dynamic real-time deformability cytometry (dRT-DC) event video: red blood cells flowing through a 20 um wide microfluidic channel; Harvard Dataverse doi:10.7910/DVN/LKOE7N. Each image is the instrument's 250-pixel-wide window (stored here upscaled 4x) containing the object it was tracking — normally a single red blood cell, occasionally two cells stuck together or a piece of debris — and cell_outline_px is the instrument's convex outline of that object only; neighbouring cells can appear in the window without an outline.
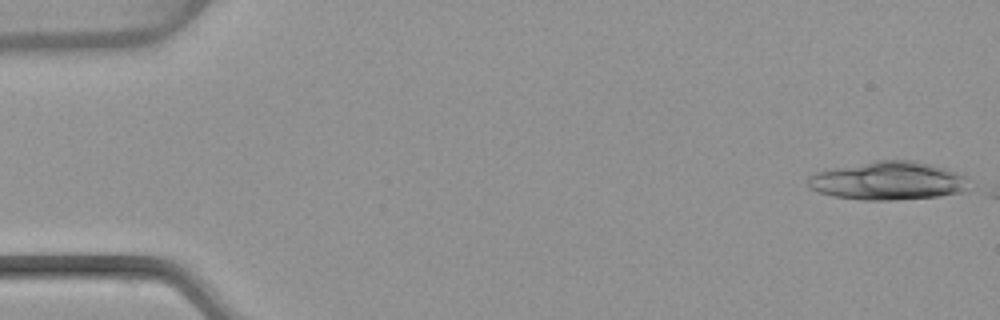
{"species": "common noctule bat (a hibernating species)", "species_latin": "Nyctalus noctula", "temperature_condition": "warm", "stored_images_in_passage": 8, "camera_frame_rate_fps": 3000, "um_per_image_px": 0.085, "animal": {"sex": "female", "body_mass_g": 22.7, "forearm_length_mm": 54.2}, "frame": {"image": 1, "passage_image": 1, "time_ms": 0.0, "image_size_px": [1000, 320], "cell_outline_px": [[968, 188], [960, 192], [940, 196], [892, 200], [864, 200], [836, 196], [820, 192], [812, 188], [808, 184], [808, 176], [816, 172], [876, 160], [912, 160], [944, 168], [964, 176]], "centroid_in_image_um": [75.48, 15.37], "position_along_channel_um": 9.5, "area_um2": 35.32}}